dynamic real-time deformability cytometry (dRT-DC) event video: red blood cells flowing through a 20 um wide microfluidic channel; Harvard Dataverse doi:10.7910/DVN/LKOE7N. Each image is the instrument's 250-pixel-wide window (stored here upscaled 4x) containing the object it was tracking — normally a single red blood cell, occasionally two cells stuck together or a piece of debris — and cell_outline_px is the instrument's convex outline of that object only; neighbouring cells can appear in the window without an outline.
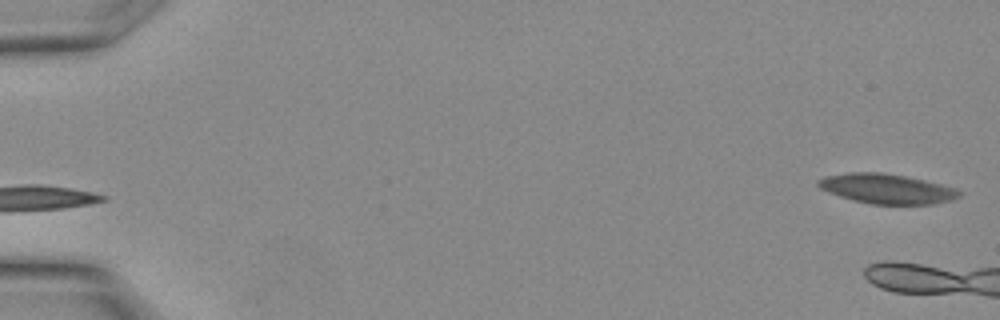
{"species": "Egyptian fruit bat (a non-hibernating species)", "species_latin": "Rousettus aegyptiacus", "temperature_condition": "warm", "stored_images_in_passage": 4, "camera_frame_rate_fps": 3000, "um_per_image_px": 0.085, "animal": {"sex": "female"}, "frame": {"image": 1, "passage_image": 1, "time_ms": 0.0, "image_size_px": [1000, 320], "cell_outline_px": [[960, 196], [952, 200], [932, 204], [872, 204], [852, 200], [828, 192], [820, 188], [816, 184], [816, 180], [824, 176], [848, 172], [880, 172], [904, 176], [924, 180], [956, 188], [960, 192]], "centroid_in_image_um": [75.33, 16.04], "position_along_channel_um": 9.7, "area_um2": 24.45}}